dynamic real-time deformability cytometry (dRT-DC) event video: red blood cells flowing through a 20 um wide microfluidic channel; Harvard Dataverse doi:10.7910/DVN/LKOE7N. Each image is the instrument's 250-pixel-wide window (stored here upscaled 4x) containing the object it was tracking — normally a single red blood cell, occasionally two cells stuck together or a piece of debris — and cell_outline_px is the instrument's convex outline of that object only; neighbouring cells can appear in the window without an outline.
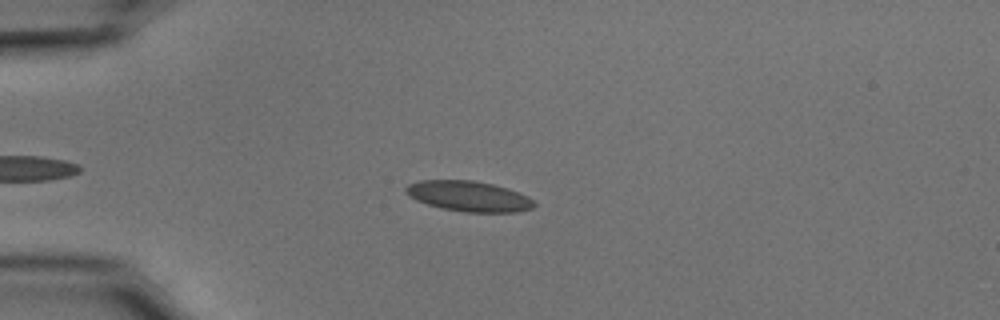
{"species": "common noctule bat (a hibernating species)", "species_latin": "Nyctalus noctula", "temperature_condition": "cold", "stored_images_in_passage": 47, "camera_frame_rate_fps": 3000, "um_per_image_px": 0.085, "animal": {"sex": "male", "body_mass_g": 15.6}, "frame": {"image": 1, "passage_image": 11, "time_ms": 3.333, "image_size_px": [1000, 320], "cell_outline_px": [[536, 204], [532, 208], [520, 212], [464, 212], [440, 208], [416, 200], [408, 196], [404, 192], [404, 188], [408, 184], [420, 180], [472, 180], [492, 184], [508, 188], [528, 196]], "centroid_in_image_um": [39.82, 16.68], "position_along_channel_um": 45.2, "area_um2": 22.89}}
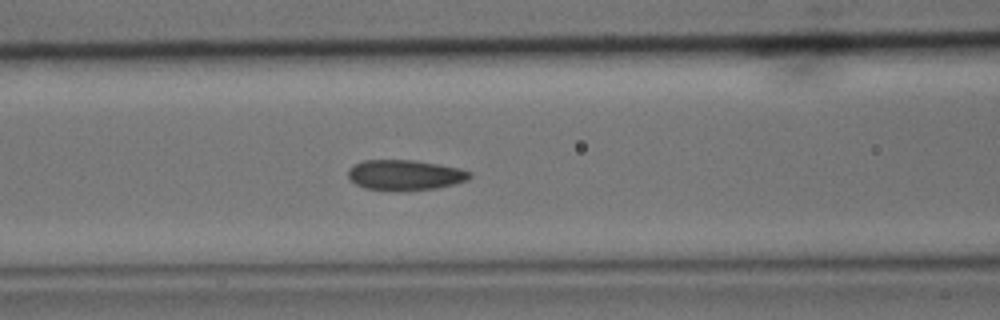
{"frame": {"image": 2, "passage_image": 20, "time_ms": 6.333, "image_size_px": [1000, 320], "cell_outline_px": [[472, 176], [468, 180], [436, 188], [364, 188], [356, 184], [348, 176], [348, 168], [352, 164], [364, 160], [412, 160], [440, 164], [460, 168], [472, 172]], "centroid_in_image_um": [34.44, 14.82], "position_along_channel_um": 132.2, "area_um2": 20.81}}
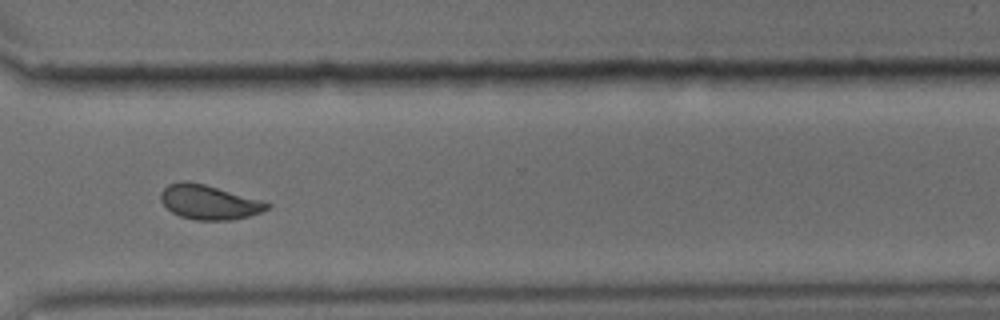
{"frame": {"image": 3, "passage_image": 38, "time_ms": 12.333, "image_size_px": [1000, 320], "cell_outline_px": [[272, 204], [268, 208], [260, 212], [248, 216], [232, 220], [196, 220], [180, 216], [172, 212], [160, 200], [160, 192], [168, 184], [180, 180], [184, 180], [204, 184], [268, 200]], "centroid_in_image_um": [17.81, 17.16], "position_along_channel_um": 352.8, "area_um2": 21.73}, "authors_computed_cell_mechanics": {"area_um2": 21.6172, "velocity_mm_per_s": 3.6812, "shape_relaxation_time_tau1_ms": 5.4969, "shape_relaxation_time_tau2_ms": 1.2629, "deformation_change_tau1": 0.1231, "deformation_change_tau2": 0.0573}}